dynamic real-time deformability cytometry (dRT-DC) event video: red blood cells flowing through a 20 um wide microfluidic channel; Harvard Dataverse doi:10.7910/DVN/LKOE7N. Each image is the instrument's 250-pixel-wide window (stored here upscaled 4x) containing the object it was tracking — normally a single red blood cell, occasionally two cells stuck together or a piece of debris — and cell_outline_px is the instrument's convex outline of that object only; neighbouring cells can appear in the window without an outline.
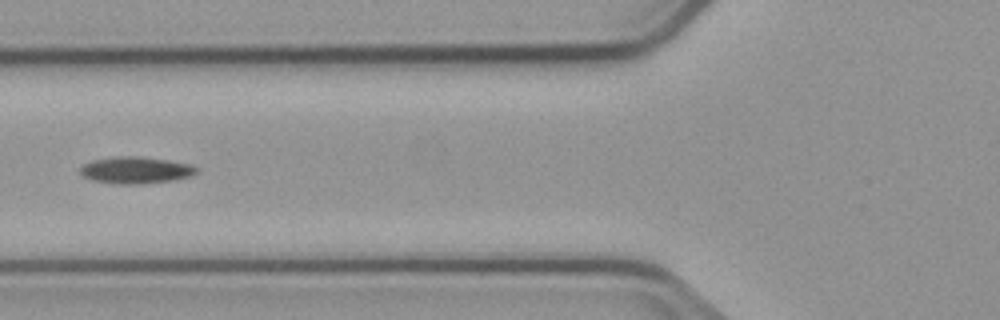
{"species": "common noctule bat (a hibernating species)", "species_latin": "Nyctalus noctula", "temperature_condition": "cold", "stored_images_in_passage": 4, "camera_frame_rate_fps": 3000, "um_per_image_px": 0.085, "animal": {"sex": "male", "body_mass_g": 23.1, "forearm_length_mm": 52.7}, "frame": {"image": 1, "passage_image": 4, "time_ms": 3.667, "image_size_px": [1000, 320], "cell_outline_px": [[200, 168], [192, 176], [172, 180], [136, 184], [116, 184], [92, 180], [80, 176], [80, 168], [84, 164], [92, 160], [116, 156], [140, 156], [168, 160], [188, 164]], "centroid_in_image_um": [11.51, 14.46], "position_along_channel_um": 114.3, "area_um2": 18.21}}